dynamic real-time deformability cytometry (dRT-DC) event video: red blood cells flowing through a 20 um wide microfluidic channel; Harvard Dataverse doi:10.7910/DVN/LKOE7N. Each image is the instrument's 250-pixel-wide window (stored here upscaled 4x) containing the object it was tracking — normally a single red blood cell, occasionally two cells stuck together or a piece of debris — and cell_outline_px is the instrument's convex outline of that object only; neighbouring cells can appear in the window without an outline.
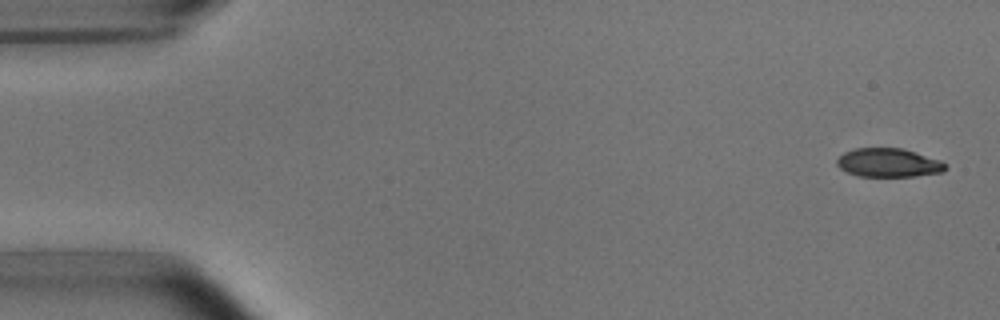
{"species": "common noctule bat (a hibernating species)", "species_latin": "Nyctalus noctula", "temperature_condition": "room temperature", "stored_images_in_passage": 4, "camera_frame_rate_fps": 3000, "um_per_image_px": 0.085, "animal": {"sex": "male", "body_mass_g": 15.6}, "frame": {"image": 1, "passage_image": 1, "time_ms": 0.0, "image_size_px": [1000, 320], "cell_outline_px": [[948, 168], [944, 172], [916, 176], [860, 176], [848, 172], [840, 168], [836, 164], [836, 160], [844, 152], [856, 148], [904, 148], [940, 160], [948, 164]], "centroid_in_image_um": [75.57, 13.83], "position_along_channel_um": 9.4, "area_um2": 18.26}}
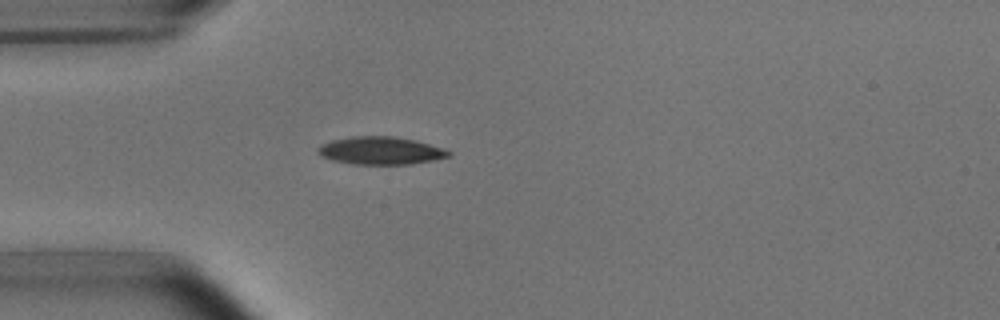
{"frame": {"image": 2, "passage_image": 4, "time_ms": 4.333, "image_size_px": [1000, 320], "cell_outline_px": [[452, 156], [432, 160], [408, 164], [352, 164], [332, 160], [316, 152], [316, 148], [320, 144], [332, 140], [352, 136], [396, 136], [428, 144], [452, 152]], "centroid_in_image_um": [32.3, 12.8], "position_along_channel_um": 52.7, "area_um2": 20.98}}